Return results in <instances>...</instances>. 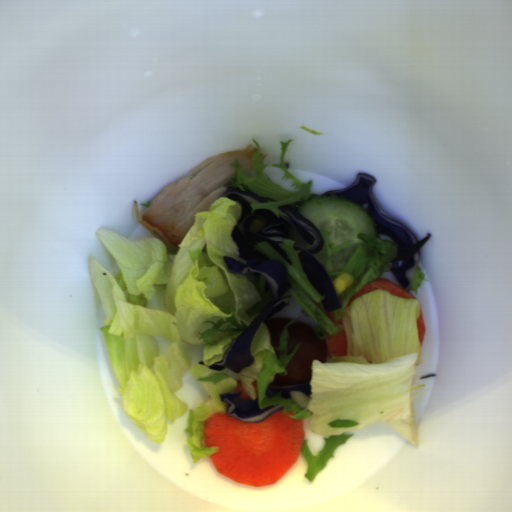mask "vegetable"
<instances>
[{
    "label": "vegetable",
    "instance_id": "add77e79",
    "mask_svg": "<svg viewBox=\"0 0 512 512\" xmlns=\"http://www.w3.org/2000/svg\"><path fill=\"white\" fill-rule=\"evenodd\" d=\"M241 217L239 202L220 196L209 210L194 214L176 252H169L153 235L133 241L114 229L96 230L95 236L120 270L113 276L94 257L89 259L90 277L106 316L100 330L128 419L151 442L165 441L168 423L187 413V403L175 392L190 372L208 391V398L188 411L185 432L193 463L219 450L205 447V423L212 414L228 413V403L221 401L220 394L236 392L237 380L251 400L258 399L260 410L282 405L283 415L296 421L308 418L310 431L323 436L325 446L317 456L307 439L301 445L307 461L304 475L312 482L337 447L378 422H387L419 447L414 401L428 389L413 395L425 386L414 383L422 359L418 299L380 288L357 296L347 306L361 287L382 278L397 256L396 246L378 236L358 233L366 247L359 245L342 272H334L331 256L350 241L330 248L321 228L329 277L332 281L342 273L353 277L351 286L337 295L341 308L333 310L336 323L342 319L343 326L329 319L322 303L325 297L303 271L295 241L278 244L292 265L269 242L254 243L257 251L284 265L291 284L288 306L272 318H293L283 326L278 346L272 345L266 323H260L250 341L253 362L240 372L209 368L223 360L229 346L273 300L262 275L232 274L227 269L224 257L246 263L232 237ZM297 319L314 326L324 340L326 331L334 336L345 328L348 356L327 358L325 363L313 360L309 397L299 391H290L292 399L281 398V392L266 397L267 384L275 373L287 374L285 366L301 344L287 356V326ZM274 349L280 352L279 360Z\"/></svg>",
    "mask_w": 512,
    "mask_h": 512
},
{
    "label": "vegetable",
    "instance_id": "ea0f7189",
    "mask_svg": "<svg viewBox=\"0 0 512 512\" xmlns=\"http://www.w3.org/2000/svg\"><path fill=\"white\" fill-rule=\"evenodd\" d=\"M293 139H289L287 142L280 140L281 153L280 163L272 164L271 166L281 168L284 172L282 180H292L290 187H295L297 191H288L273 180H271L265 173L264 169L268 164H264L265 157L268 154H264L260 161V145L253 138L252 141L255 144V150L252 155L253 163L251 173H245L236 161H233L230 166L234 167V178L230 180L226 185L227 187H238L244 190L242 185H245L248 190L260 197H268L275 201H269L267 203H255L250 202L252 213L256 209L270 210L278 218L280 215L289 218L278 208L282 206H291L298 211L300 206L309 199L313 194L311 193V187L313 181L310 180L307 183H300L287 169L285 163V154L288 145ZM245 191V190H244Z\"/></svg>",
    "mask_w": 512,
    "mask_h": 512
},
{
    "label": "vegetable",
    "instance_id": "f7b5029e",
    "mask_svg": "<svg viewBox=\"0 0 512 512\" xmlns=\"http://www.w3.org/2000/svg\"><path fill=\"white\" fill-rule=\"evenodd\" d=\"M425 278V274L422 272V269L417 265L415 272L412 276L411 285L408 291H412L413 293L418 292V288L422 285Z\"/></svg>",
    "mask_w": 512,
    "mask_h": 512
},
{
    "label": "vegetable",
    "instance_id": "96ceb2fe",
    "mask_svg": "<svg viewBox=\"0 0 512 512\" xmlns=\"http://www.w3.org/2000/svg\"><path fill=\"white\" fill-rule=\"evenodd\" d=\"M140 205H141V206H145V207H147V209H148V208H149V206L151 205V203H150V200H147V202H146V203H141Z\"/></svg>",
    "mask_w": 512,
    "mask_h": 512
}]
</instances>
